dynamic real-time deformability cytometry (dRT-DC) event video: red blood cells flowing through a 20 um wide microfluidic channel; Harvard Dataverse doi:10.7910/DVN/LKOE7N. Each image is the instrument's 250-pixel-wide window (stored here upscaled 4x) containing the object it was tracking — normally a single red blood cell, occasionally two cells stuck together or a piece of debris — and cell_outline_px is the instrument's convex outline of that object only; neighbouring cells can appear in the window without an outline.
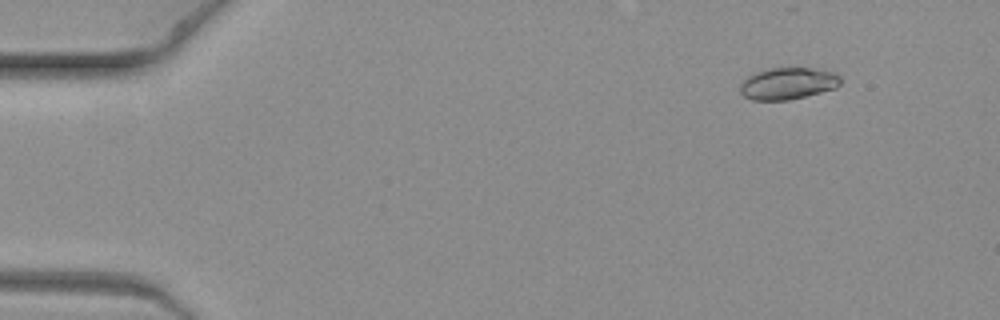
{"species": "common noctule bat (a hibernating species)", "species_latin": "Nyctalus noctula", "temperature_condition": "warm", "stored_images_in_passage": 8, "camera_frame_rate_fps": 3000, "um_per_image_px": 0.085, "animal": {"sex": "female", "body_mass_g": 19.3, "forearm_length_mm": 54.1}, "frame": {"image": 1, "passage_image": 3, "time_ms": 0.667, "image_size_px": [1000, 320], "cell_outline_px": [[840, 84], [836, 88], [788, 100], [752, 100], [744, 96], [740, 92], [740, 84], [748, 76], [764, 68], [816, 68], [836, 72], [840, 76]], "centroid_in_image_um": [66.97, 7.08], "position_along_channel_um": 18.0, "area_um2": 18.73}}
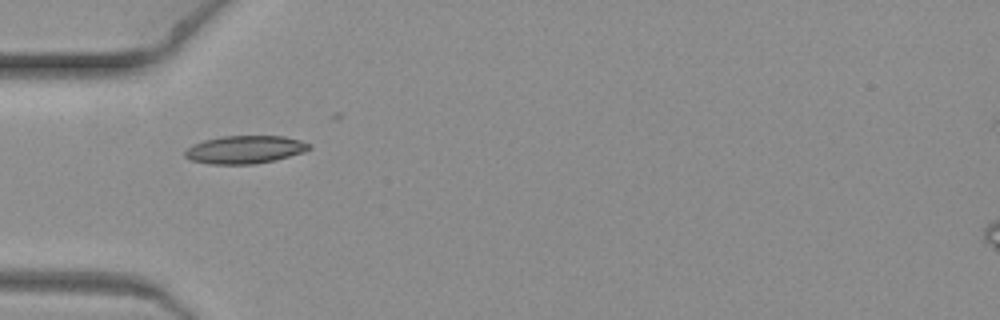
{"frame": {"image": 2, "passage_image": 7, "time_ms": 2.0, "image_size_px": [1000, 320], "cell_outline_px": [[312, 148], [304, 152], [276, 160], [252, 164], [212, 164], [192, 160], [184, 156], [184, 152], [192, 144], [204, 140], [220, 136], [284, 136], [300, 140], [312, 144]], "centroid_in_image_um": [20.84, 12.71], "position_along_channel_um": 64.2, "area_um2": 20.29}}